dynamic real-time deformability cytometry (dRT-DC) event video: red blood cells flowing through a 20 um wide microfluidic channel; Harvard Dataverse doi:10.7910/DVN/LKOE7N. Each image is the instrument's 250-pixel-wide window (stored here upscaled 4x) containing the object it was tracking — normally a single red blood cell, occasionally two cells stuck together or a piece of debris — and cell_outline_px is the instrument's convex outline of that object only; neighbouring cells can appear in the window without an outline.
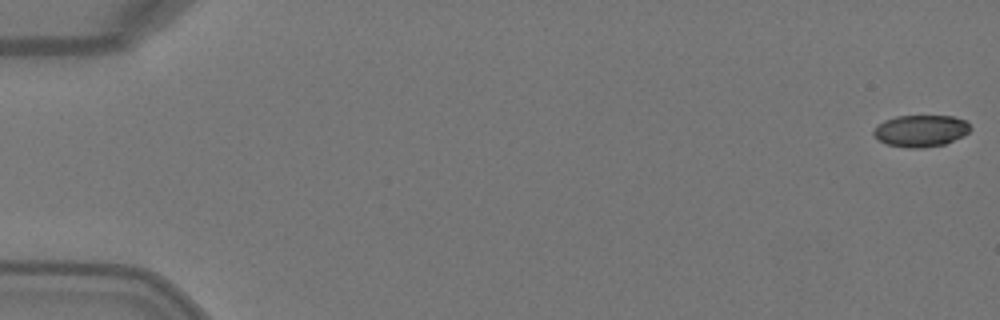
{"species": "Egyptian fruit bat (a non-hibernating species)", "species_latin": "Rousettus aegyptiacus", "temperature_condition": "warm", "stored_images_in_passage": 4, "camera_frame_rate_fps": 3000, "um_per_image_px": 0.085, "animal": {"sex": "female"}, "frame": {"image": 1, "passage_image": 1, "time_ms": 0.0, "image_size_px": [1000, 320], "cell_outline_px": [[972, 128], [964, 136], [944, 144], [924, 148], [908, 148], [888, 144], [880, 140], [872, 132], [884, 120], [896, 116], [952, 116], [964, 120]], "centroid_in_image_um": [78.29, 11.12], "position_along_channel_um": 6.7, "area_um2": 17.74}}
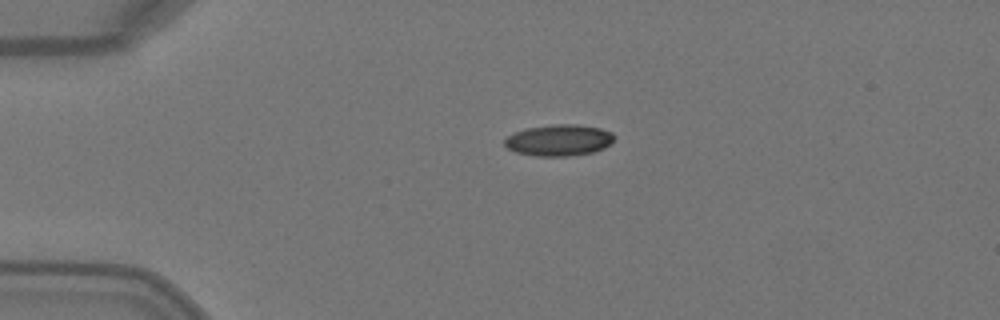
{"frame": {"image": 2, "passage_image": 3, "time_ms": 0.667, "image_size_px": [1000, 320], "cell_outline_px": [[616, 136], [604, 148], [592, 152], [568, 156], [532, 156], [516, 152], [508, 148], [504, 144], [504, 136], [512, 132], [524, 128], [552, 124], [576, 124], [600, 128], [612, 132]], "centroid_in_image_um": [47.45, 11.9], "position_along_channel_um": 37.6, "area_um2": 20.29}}